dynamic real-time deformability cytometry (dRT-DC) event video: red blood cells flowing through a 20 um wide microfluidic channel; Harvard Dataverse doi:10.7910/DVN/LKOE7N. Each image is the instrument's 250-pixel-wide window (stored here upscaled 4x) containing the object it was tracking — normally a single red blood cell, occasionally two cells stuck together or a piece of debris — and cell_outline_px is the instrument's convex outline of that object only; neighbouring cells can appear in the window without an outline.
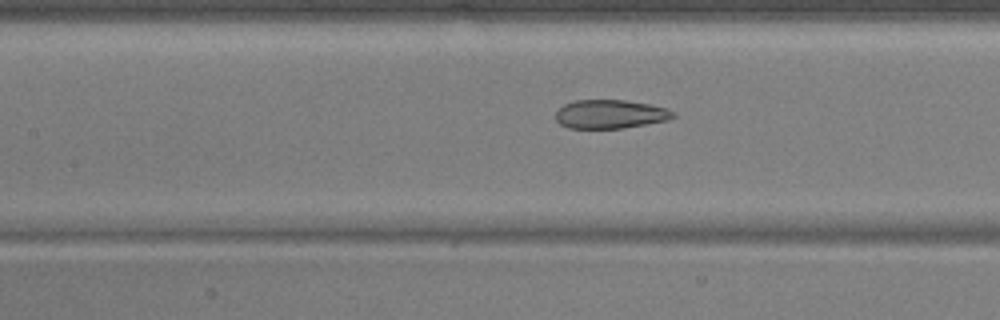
{"species": "common noctule bat (a hibernating species)", "species_latin": "Nyctalus noctula", "temperature_condition": "warm", "stored_images_in_passage": 28, "camera_frame_rate_fps": 3000, "um_per_image_px": 0.085, "animal": {"sex": "male", "body_mass_g": 17.9, "forearm_length_mm": 54.2}, "frame": {"image": 1, "passage_image": 14, "time_ms": 4.333, "image_size_px": [1000, 320], "cell_outline_px": [[676, 116], [668, 120], [624, 128], [568, 128], [560, 124], [556, 120], [556, 112], [564, 104], [576, 100], [628, 100], [668, 108], [676, 112]], "centroid_in_image_um": [51.9, 9.7], "position_along_channel_um": 155.5, "area_um2": 19.77}}
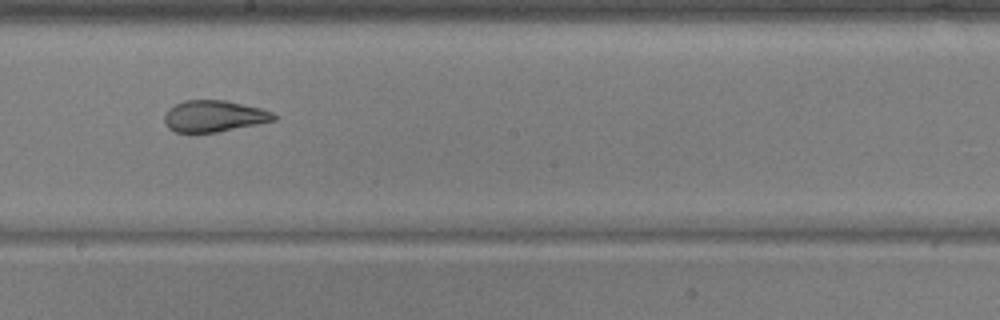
{"frame": {"image": 2, "passage_image": 20, "time_ms": 6.333, "image_size_px": [1000, 320], "cell_outline_px": [[276, 120], [216, 132], [176, 132], [168, 128], [164, 120], [164, 116], [168, 108], [184, 100], [224, 100], [260, 108], [272, 112], [276, 116]], "centroid_in_image_um": [18.16, 9.86], "position_along_channel_um": 230.0, "area_um2": 19.83}}
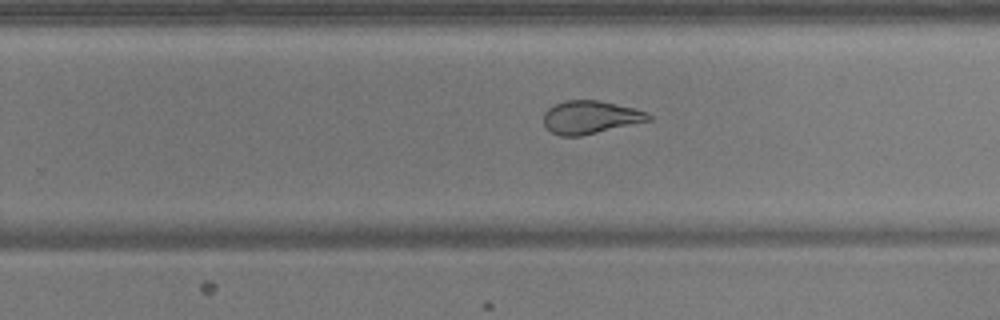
{"frame": {"image": 3, "passage_image": 24, "time_ms": 7.667, "image_size_px": [1000, 320], "cell_outline_px": [[652, 120], [580, 136], [560, 136], [552, 132], [544, 124], [544, 112], [548, 108], [564, 100], [596, 100], [632, 108], [648, 112], [652, 116]], "centroid_in_image_um": [50.18, 9.97], "position_along_channel_um": 279.6, "area_um2": 20.0}, "authors_computed_cell_mechanics": {"area_um2": 20.2589, "velocity_mm_per_s": 3.7254, "shape_relaxation_time_tau1_ms": null, "shape_relaxation_time_tau2_ms": 1.5964, "deformation_change_tau1": null, "deformation_change_tau2": 0.0882}}